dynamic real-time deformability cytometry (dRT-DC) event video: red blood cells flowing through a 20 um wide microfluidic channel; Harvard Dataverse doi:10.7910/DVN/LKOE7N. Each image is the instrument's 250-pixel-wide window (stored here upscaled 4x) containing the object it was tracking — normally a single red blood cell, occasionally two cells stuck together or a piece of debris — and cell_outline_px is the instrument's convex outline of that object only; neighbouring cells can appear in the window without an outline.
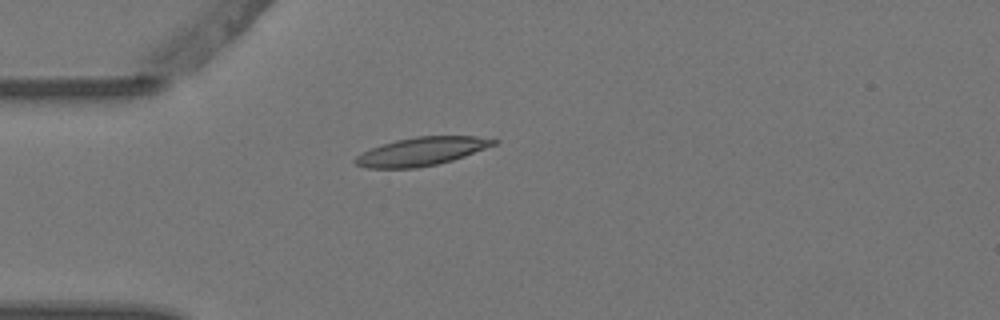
{"species": "Egyptian fruit bat (a non-hibernating species)", "species_latin": "Rousettus aegyptiacus", "temperature_condition": "warm", "stored_images_in_passage": 4, "camera_frame_rate_fps": 3000, "um_per_image_px": 0.085, "animal": {"sex": "female"}, "frame": {"image": 1, "passage_image": 4, "time_ms": 1.0, "image_size_px": [1000, 320], "cell_outline_px": [[500, 140], [496, 144], [464, 156], [452, 160], [436, 164], [416, 168], [364, 168], [356, 164], [352, 160], [356, 156], [372, 148], [396, 140], [416, 136], [476, 136]], "centroid_in_image_um": [35.83, 12.87], "position_along_channel_um": 49.2, "area_um2": 22.66}}